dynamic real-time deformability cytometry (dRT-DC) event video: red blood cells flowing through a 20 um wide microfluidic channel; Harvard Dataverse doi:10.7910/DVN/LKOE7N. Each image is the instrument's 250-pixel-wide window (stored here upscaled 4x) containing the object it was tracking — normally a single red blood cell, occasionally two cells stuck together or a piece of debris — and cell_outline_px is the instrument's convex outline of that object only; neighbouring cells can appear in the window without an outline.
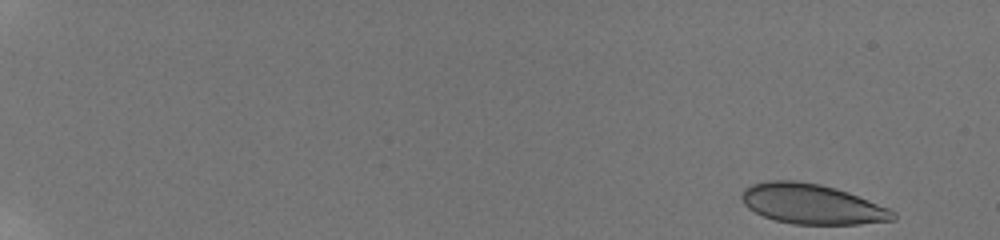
{"species": "human", "species_latin": "Homo sapiens", "temperature_condition": "room temperature", "stored_images_in_passage": 16, "camera_frame_rate_fps": 3000, "um_per_image_px": 0.085, "donor": {"sex": "male"}, "frame": {"image": 1, "passage_image": 1, "time_ms": 0.0, "image_size_px": [1000, 240], "cell_outline_px": [[896, 220], [860, 224], [792, 224], [776, 220], [764, 216], [748, 208], [744, 204], [740, 196], [744, 188], [752, 184], [768, 180], [796, 180], [820, 184], [836, 188], [848, 192], [888, 208], [896, 212]], "centroid_in_image_um": [69.01, 17.34], "position_along_channel_um": 16.0, "area_um2": 35.37}}